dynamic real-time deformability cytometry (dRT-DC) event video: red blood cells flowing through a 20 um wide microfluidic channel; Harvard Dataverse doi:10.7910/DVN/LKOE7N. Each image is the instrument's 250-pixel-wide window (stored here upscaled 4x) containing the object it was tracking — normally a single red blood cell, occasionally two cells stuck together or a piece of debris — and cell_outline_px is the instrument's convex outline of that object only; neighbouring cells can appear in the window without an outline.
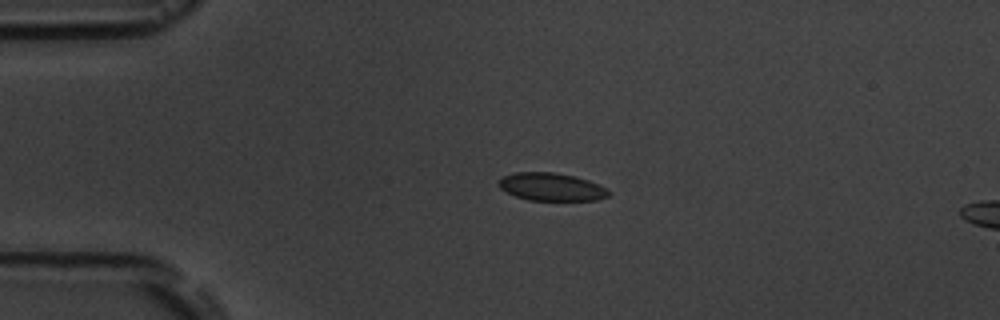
{"species": "common noctule bat (a hibernating species)", "species_latin": "Nyctalus noctula", "temperature_condition": "room temperature", "stored_images_in_passage": 3, "segment_of_instrument_passage": [1, 2], "camera_frame_rate_fps": 3000, "um_per_image_px": 0.085, "animal": {"sex": "male", "body_mass_g": 19.5, "forearm_length_mm": 54.6}, "frame": {"image": 1, "passage_image": 1, "time_ms": 0.0, "image_size_px": [1000, 320], "cell_outline_px": [[612, 192], [608, 196], [596, 200], [528, 200], [516, 196], [500, 188], [496, 184], [504, 176], [516, 172], [552, 172], [576, 176], [588, 180], [608, 188]], "centroid_in_image_um": [46.9, 15.88], "position_along_channel_um": 38.1, "area_um2": 17.86}}